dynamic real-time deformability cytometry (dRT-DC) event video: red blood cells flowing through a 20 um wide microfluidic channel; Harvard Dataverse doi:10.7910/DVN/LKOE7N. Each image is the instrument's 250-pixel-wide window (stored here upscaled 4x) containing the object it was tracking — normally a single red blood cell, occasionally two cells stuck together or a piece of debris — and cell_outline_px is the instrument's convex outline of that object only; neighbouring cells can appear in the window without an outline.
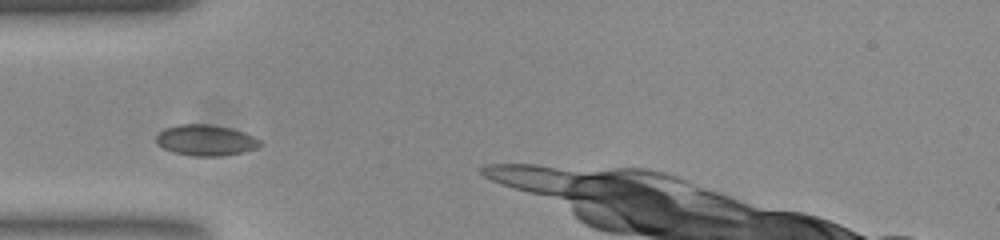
{"species": "common noctule bat (a hibernating species)", "species_latin": "Nyctalus noctula", "temperature_condition": "room temperature", "stored_images_in_passage": 14, "camera_frame_rate_fps": 3000, "um_per_image_px": 0.085, "animal": {"sex": "female", "body_mass_g": 23.0, "forearm_length_mm": 53.4}, "frame": {"image": 1, "passage_image": 1, "time_ms": 0.0, "image_size_px": [1000, 240], "cell_outline_px": [[264, 144], [256, 148], [244, 152], [220, 156], [192, 156], [172, 152], [156, 144], [156, 136], [164, 128], [176, 124], [212, 124], [232, 128], [244, 132], [260, 140]], "centroid_in_image_um": [17.48, 11.91], "position_along_channel_um": 67.5, "area_um2": 18.96}}
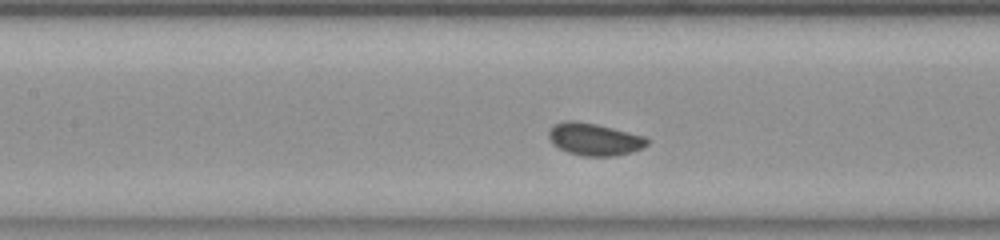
{"frame": {"image": 2, "passage_image": 8, "time_ms": 2.333, "image_size_px": [1000, 240], "cell_outline_px": [[648, 144], [632, 152], [616, 156], [580, 156], [568, 152], [552, 144], [548, 136], [548, 132], [556, 124], [564, 120], [576, 120], [596, 124], [644, 136], [648, 140]], "centroid_in_image_um": [50.49, 11.84], "position_along_channel_um": 156.9, "area_um2": 18.44}}
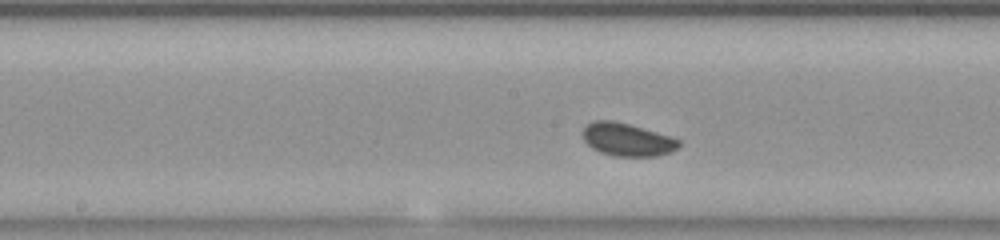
{"frame": {"image": 3, "passage_image": 11, "time_ms": 3.333, "image_size_px": [1000, 240], "cell_outline_px": [[680, 144], [672, 152], [656, 156], [616, 156], [600, 152], [592, 148], [584, 140], [584, 128], [592, 120], [612, 120], [628, 124], [656, 132], [680, 140]], "centroid_in_image_um": [53.3, 11.87], "position_along_channel_um": 194.9, "area_um2": 18.15}}